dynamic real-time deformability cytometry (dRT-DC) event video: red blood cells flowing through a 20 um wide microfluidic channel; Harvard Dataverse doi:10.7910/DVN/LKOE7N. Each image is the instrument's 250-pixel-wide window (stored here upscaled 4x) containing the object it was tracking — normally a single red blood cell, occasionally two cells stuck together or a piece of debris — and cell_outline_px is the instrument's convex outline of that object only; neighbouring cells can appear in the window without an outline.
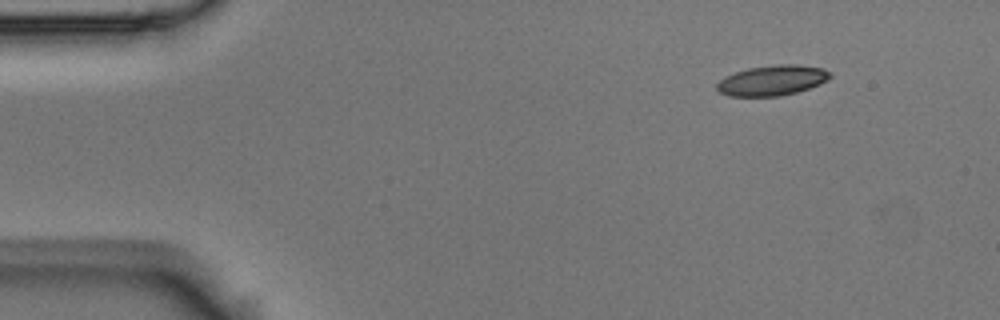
{"species": "Egyptian fruit bat (a non-hibernating species)", "species_latin": "Rousettus aegyptiacus", "temperature_condition": "room temperature", "stored_images_in_passage": 4, "segment_of_instrument_passage": [1, 2], "camera_frame_rate_fps": 3000, "um_per_image_px": 0.085, "animal": {"sex": "male"}, "frame": {"image": 1, "passage_image": 1, "time_ms": 0.0, "image_size_px": [1000, 320], "cell_outline_px": [[832, 76], [828, 80], [820, 84], [796, 92], [780, 96], [728, 96], [720, 92], [716, 88], [716, 84], [724, 76], [748, 68], [776, 64], [796, 64], [824, 68], [832, 72]], "centroid_in_image_um": [65.66, 6.82], "position_along_channel_um": 19.3, "area_um2": 20.11}}